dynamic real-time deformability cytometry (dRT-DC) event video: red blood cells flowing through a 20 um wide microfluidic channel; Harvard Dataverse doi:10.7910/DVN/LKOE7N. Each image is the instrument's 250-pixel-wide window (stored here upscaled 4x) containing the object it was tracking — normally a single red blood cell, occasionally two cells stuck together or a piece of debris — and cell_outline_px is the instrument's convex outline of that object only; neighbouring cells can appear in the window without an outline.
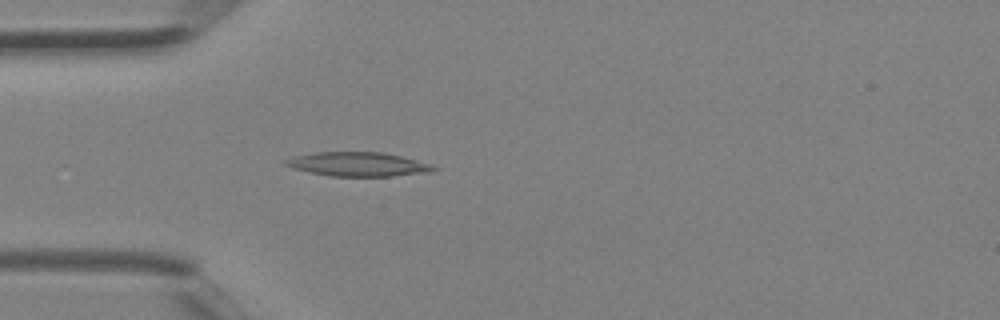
{"species": "Egyptian fruit bat (a non-hibernating species)", "species_latin": "Rousettus aegyptiacus", "temperature_condition": "room temperature", "stored_images_in_passage": 4, "camera_frame_rate_fps": 3000, "um_per_image_px": 0.085, "animal": {"sex": "female"}, "frame": {"image": 1, "passage_image": 4, "time_ms": 1.0, "image_size_px": [1000, 320], "cell_outline_px": [[440, 168], [428, 172], [392, 176], [328, 176], [292, 168], [284, 164], [284, 160], [292, 156], [316, 152], [384, 152], [432, 164]], "centroid_in_image_um": [30.41, 13.95], "position_along_channel_um": 54.6, "area_um2": 20.81}}